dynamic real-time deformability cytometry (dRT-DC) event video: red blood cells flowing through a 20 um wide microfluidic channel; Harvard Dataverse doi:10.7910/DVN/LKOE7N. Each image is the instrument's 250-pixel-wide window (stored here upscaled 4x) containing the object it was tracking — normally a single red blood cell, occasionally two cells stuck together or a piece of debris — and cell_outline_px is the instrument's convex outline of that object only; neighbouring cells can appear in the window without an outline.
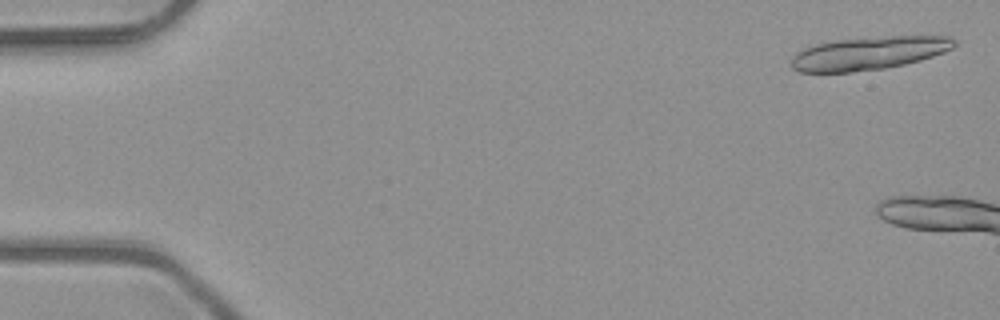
{"species": "common noctule bat (a hibernating species)", "species_latin": "Nyctalus noctula", "temperature_condition": "room temperature", "stored_images_in_passage": 4, "segment_of_instrument_passage": [2, 2], "camera_frame_rate_fps": 3000, "um_per_image_px": 0.085, "animal": {"sex": "male", "body_mass_g": 23.1, "forearm_length_mm": 52.7}, "frame": {"image": 1, "passage_image": 4, "time_ms": 1.0, "image_size_px": [1000, 320], "cell_outline_px": [[956, 44], [952, 48], [944, 52], [920, 60], [904, 64], [884, 68], [852, 72], [800, 72], [792, 68], [792, 56], [796, 52], [804, 48], [816, 44], [836, 40], [892, 36], [952, 36], [956, 40]], "centroid_in_image_um": [73.85, 4.52], "position_along_channel_um": 11.1, "area_um2": 31.33}}